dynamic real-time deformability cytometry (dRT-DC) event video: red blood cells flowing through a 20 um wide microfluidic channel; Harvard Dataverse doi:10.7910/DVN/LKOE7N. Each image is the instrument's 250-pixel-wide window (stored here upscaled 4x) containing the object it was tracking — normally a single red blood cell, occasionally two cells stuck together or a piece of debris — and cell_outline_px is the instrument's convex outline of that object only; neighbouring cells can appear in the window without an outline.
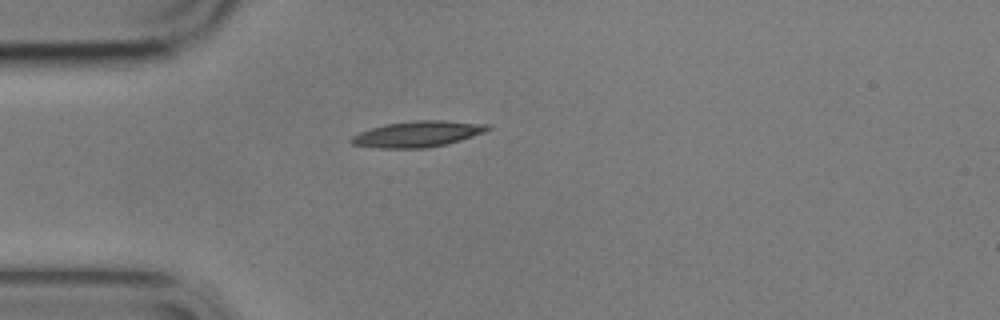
{"species": "common noctule bat (a hibernating species)", "species_latin": "Nyctalus noctula", "temperature_condition": "cold", "stored_images_in_passage": 1, "camera_frame_rate_fps": 3000, "um_per_image_px": 0.085, "animal": {"sex": "male", "body_mass_g": 17.9}, "frame": {"image": 1, "passage_image": 1, "time_ms": 0.0, "image_size_px": [1000, 320], "cell_outline_px": [[492, 128], [484, 132], [448, 144], [428, 148], [376, 148], [352, 144], [348, 140], [352, 136], [360, 132], [372, 128], [388, 124], [416, 120], [440, 120], [492, 124]], "centroid_in_image_um": [35.53, 11.39], "position_along_channel_um": 49.5, "area_um2": 20.63}}